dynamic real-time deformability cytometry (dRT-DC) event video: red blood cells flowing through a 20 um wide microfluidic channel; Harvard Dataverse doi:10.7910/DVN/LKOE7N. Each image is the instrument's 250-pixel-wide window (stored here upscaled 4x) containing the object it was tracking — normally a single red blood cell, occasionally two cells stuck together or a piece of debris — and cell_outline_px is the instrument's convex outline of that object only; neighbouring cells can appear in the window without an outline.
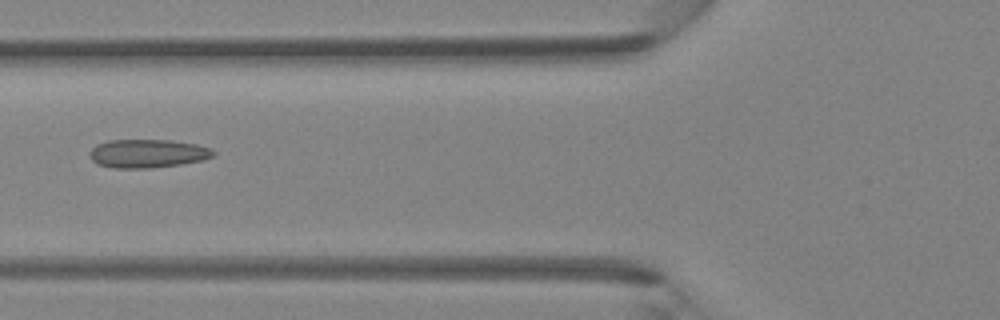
{"species": "Egyptian fruit bat (a non-hibernating species)", "species_latin": "Rousettus aegyptiacus", "temperature_condition": "room temperature", "stored_images_in_passage": 5, "camera_frame_rate_fps": 3000, "um_per_image_px": 0.085, "animal": {"sex": "female"}, "frame": {"image": 1, "passage_image": 5, "time_ms": 1.333, "image_size_px": [1000, 320], "cell_outline_px": [[216, 152], [212, 156], [204, 160], [180, 164], [152, 168], [112, 168], [96, 164], [88, 156], [92, 148], [96, 144], [108, 140], [172, 140], [196, 144], [212, 148]], "centroid_in_image_um": [12.53, 13.05], "position_along_channel_um": 113.3, "area_um2": 20.75}}